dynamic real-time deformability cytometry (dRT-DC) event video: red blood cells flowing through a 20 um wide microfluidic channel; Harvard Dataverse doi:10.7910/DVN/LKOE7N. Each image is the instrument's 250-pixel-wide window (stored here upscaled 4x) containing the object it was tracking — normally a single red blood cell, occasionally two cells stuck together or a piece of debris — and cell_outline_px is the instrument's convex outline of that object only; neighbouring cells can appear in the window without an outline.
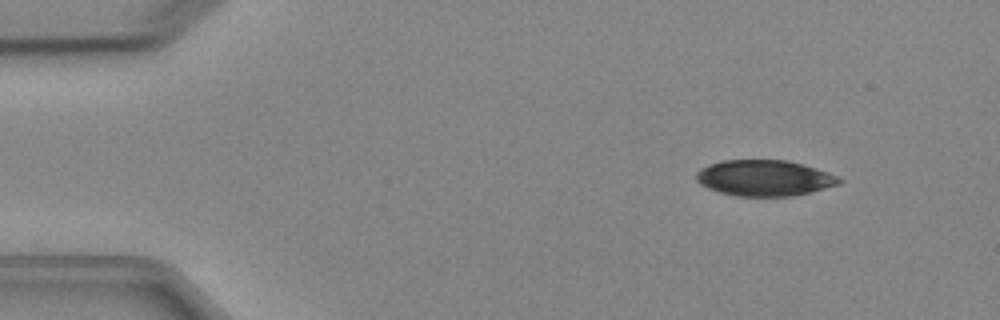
{"species": "Egyptian fruit bat (a non-hibernating species)", "species_latin": "Rousettus aegyptiacus", "temperature_condition": "cold", "stored_images_in_passage": 5, "camera_frame_rate_fps": 3000, "um_per_image_px": 0.085, "animal": {"sex": "female"}, "frame": {"image": 1, "passage_image": 2, "time_ms": 1.0, "image_size_px": [1000, 320], "cell_outline_px": [[844, 180], [840, 184], [792, 196], [736, 196], [720, 192], [708, 188], [700, 184], [696, 180], [696, 172], [700, 168], [708, 164], [724, 160], [788, 160], [804, 164], [840, 176]], "centroid_in_image_um": [64.98, 15.12], "position_along_channel_um": 20.0, "area_um2": 30.06}}